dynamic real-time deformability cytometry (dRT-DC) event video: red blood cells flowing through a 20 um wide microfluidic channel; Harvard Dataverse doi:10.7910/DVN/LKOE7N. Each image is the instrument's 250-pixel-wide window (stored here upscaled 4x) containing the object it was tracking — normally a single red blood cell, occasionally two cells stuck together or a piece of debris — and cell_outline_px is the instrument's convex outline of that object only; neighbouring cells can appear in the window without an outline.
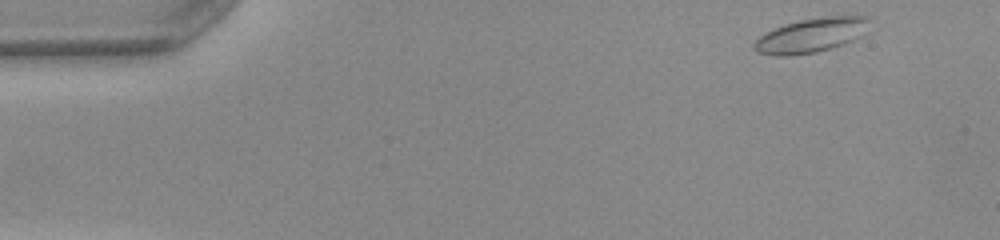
{"species": "common noctule bat (a hibernating species)", "species_latin": "Nyctalus noctula", "temperature_condition": "warm", "stored_images_in_passage": 48, "camera_frame_rate_fps": 3000, "um_per_image_px": 0.085, "animal": {"sex": "female", "body_mass_g": 22.0, "forearm_length_mm": 56.7}, "frame": {"image": 1, "passage_image": 1, "time_ms": 0.0, "image_size_px": [1000, 240], "cell_outline_px": [[868, 20], [856, 36], [852, 40], [816, 52], [788, 56], [776, 56], [756, 52], [752, 48], [752, 44], [760, 36], [784, 24], [800, 20], [824, 16], [868, 16]], "centroid_in_image_um": [68.8, 3.01], "position_along_channel_um": 16.2, "area_um2": 22.25}}
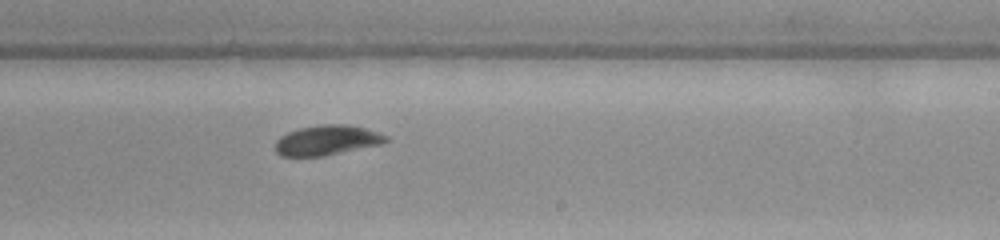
{"frame": {"image": 2, "passage_image": 28, "time_ms": 9.0, "image_size_px": [1000, 240], "cell_outline_px": [[388, 140], [384, 144], [324, 156], [280, 156], [276, 152], [276, 140], [280, 136], [288, 132], [300, 128], [320, 124], [348, 124], [368, 128], [388, 136]], "centroid_in_image_um": [27.84, 11.91], "position_along_channel_um": 261.2, "area_um2": 19.59}}
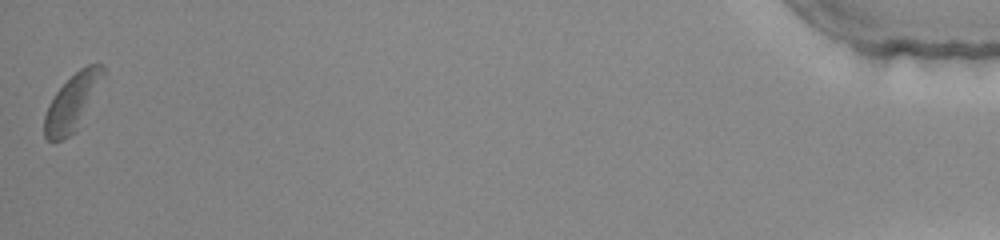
{"frame": {"image": 3, "passage_image": 48, "time_ms": 15.667, "image_size_px": [1000, 240], "cell_outline_px": [[104, 76], [76, 132], [60, 140], [48, 140], [44, 136], [44, 116], [48, 104], [56, 92], [80, 68], [88, 64], [104, 64]], "centroid_in_image_um": [6.13, 8.7], "position_along_channel_um": 429.1, "area_um2": 18.96}, "authors_computed_cell_mechanics": {"area_um2": 19.6231, "velocity_mm_per_s": 3.9429, "shape_relaxation_time_tau1_ms": 1.5156, "shape_relaxation_time_tau2_ms": 4.9304, "deformation_change_tau1": 0.1076, "deformation_change_tau2": 0.0785}}